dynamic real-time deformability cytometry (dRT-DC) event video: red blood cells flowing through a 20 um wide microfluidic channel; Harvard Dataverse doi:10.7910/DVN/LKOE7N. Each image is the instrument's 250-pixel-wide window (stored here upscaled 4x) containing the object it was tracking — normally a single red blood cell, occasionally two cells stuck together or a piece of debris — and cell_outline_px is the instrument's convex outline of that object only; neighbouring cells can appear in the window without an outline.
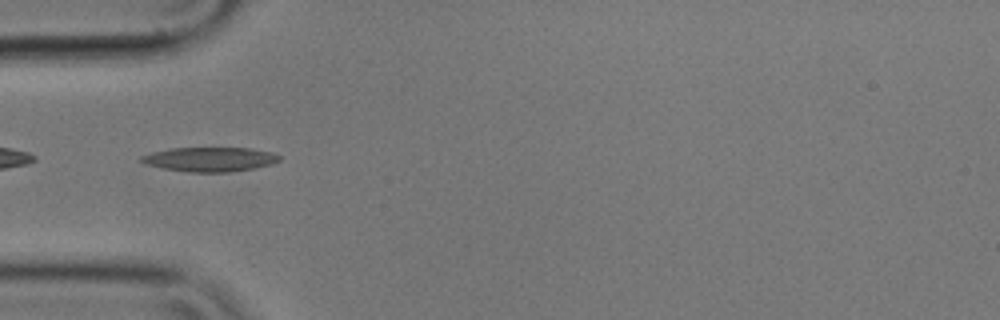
{"species": "common noctule bat (a hibernating species)", "species_latin": "Nyctalus noctula", "temperature_condition": "cold", "stored_images_in_passage": 41, "camera_frame_rate_fps": 3000, "um_per_image_px": 0.085, "animal": {"sex": "male", "body_mass_g": 17.9}, "frame": {"image": 1, "passage_image": 2, "time_ms": 0.333, "image_size_px": [1000, 320], "cell_outline_px": [[280, 160], [272, 164], [252, 168], [228, 172], [188, 172], [164, 168], [144, 164], [140, 160], [140, 156], [152, 152], [172, 148], [252, 148], [272, 152], [280, 156]], "centroid_in_image_um": [17.83, 13.53], "position_along_channel_um": 67.2, "area_um2": 19.54}}
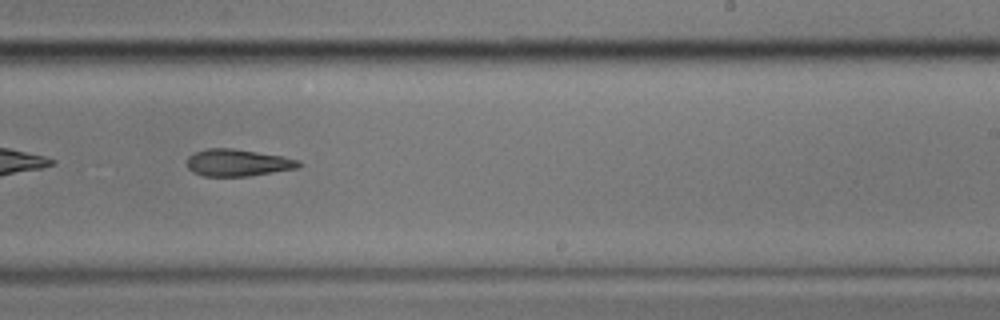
{"frame": {"image": 2, "passage_image": 19, "time_ms": 6.0, "image_size_px": [1000, 320], "cell_outline_px": [[304, 164], [300, 168], [248, 176], [204, 176], [192, 172], [188, 168], [188, 156], [192, 152], [208, 148], [232, 148], [280, 156], [300, 160]], "centroid_in_image_um": [20.22, 13.83], "position_along_channel_um": 268.8, "area_um2": 17.69}}
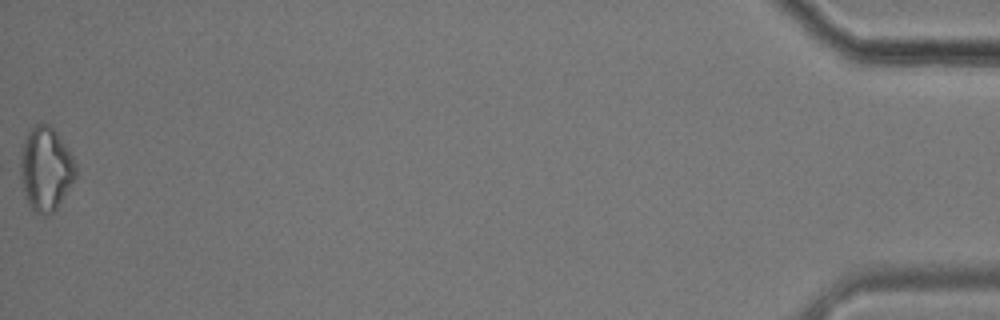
{"frame": {"image": 3, "passage_image": 41, "time_ms": 13.333, "image_size_px": [1000, 320], "cell_outline_px": [[76, 176], [56, 208], [52, 212], [44, 216], [36, 212], [28, 204], [12, 164], [28, 132], [36, 124], [48, 124], [56, 132], [72, 156], [76, 164]], "centroid_in_image_um": [3.76, 14.35], "position_along_channel_um": 431.4, "area_um2": 27.92}, "authors_computed_cell_mechanics": {"area_um2": 18.6694, "velocity_mm_per_s": 3.5586, "shape_relaxation_time_tau1_ms": 8.1988, "shape_relaxation_time_tau2_ms": 7.4728, "deformation_change_tau1": 0.172, "deformation_change_tau2": 0.2108}}